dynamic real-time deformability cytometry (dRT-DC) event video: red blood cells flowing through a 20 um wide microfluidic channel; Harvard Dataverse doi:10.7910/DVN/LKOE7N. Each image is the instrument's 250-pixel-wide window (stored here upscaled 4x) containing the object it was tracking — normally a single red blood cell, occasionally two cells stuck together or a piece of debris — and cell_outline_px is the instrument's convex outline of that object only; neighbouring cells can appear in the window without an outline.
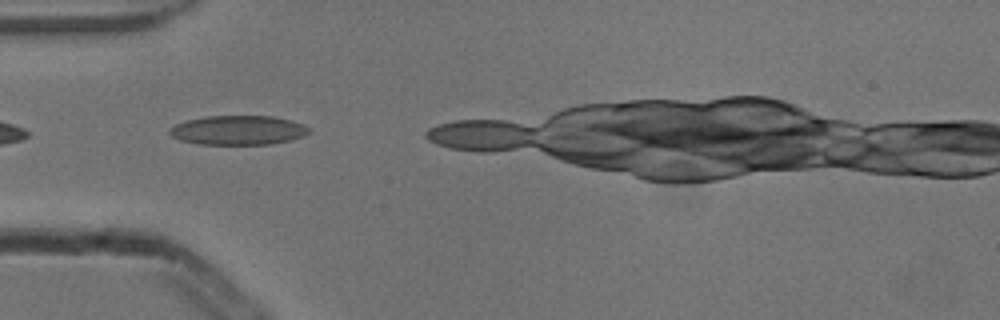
{"species": "common noctule bat (a hibernating species)", "species_latin": "Nyctalus noctula", "temperature_condition": "cold", "stored_images_in_passage": 5, "camera_frame_rate_fps": 3000, "um_per_image_px": 0.085, "animal": {"sex": "male", "body_mass_g": 13.3}, "frame": {"image": 1, "passage_image": 3, "time_ms": 0.667, "image_size_px": [1000, 320], "cell_outline_px": [[312, 132], [304, 136], [292, 140], [272, 144], [200, 144], [180, 140], [172, 136], [168, 132], [168, 128], [176, 124], [188, 120], [208, 116], [272, 116], [292, 120], [304, 124], [312, 128]], "centroid_in_image_um": [20.31, 11.07], "position_along_channel_um": 64.7, "area_um2": 24.04}}